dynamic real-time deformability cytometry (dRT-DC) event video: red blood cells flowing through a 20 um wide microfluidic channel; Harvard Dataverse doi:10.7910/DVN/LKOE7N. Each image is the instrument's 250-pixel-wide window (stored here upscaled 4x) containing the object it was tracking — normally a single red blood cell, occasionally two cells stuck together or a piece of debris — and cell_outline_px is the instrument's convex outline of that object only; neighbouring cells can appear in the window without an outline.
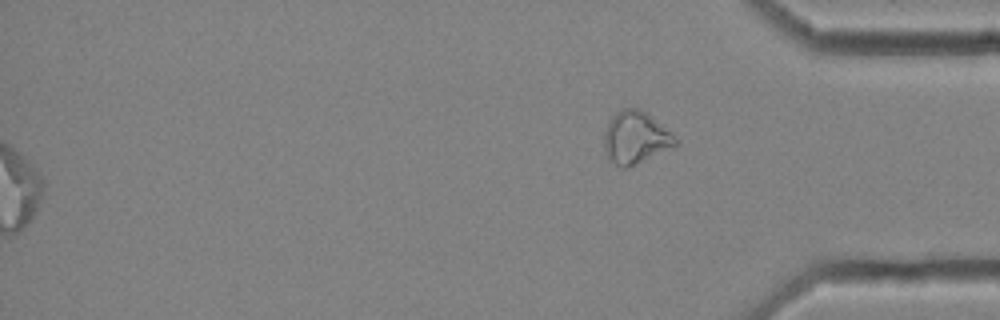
{"species": "common noctule bat (a hibernating species)", "species_latin": "Nyctalus noctula", "temperature_condition": "cold", "stored_images_in_passage": 58, "segment_of_instrument_passage": [3, 3], "camera_frame_rate_fps": 3000, "um_per_image_px": 0.085, "animal": {"sex": "female", "body_mass_g": 25.1}, "frame": {"image": 1, "passage_image": 58, "time_ms": 19.0, "image_size_px": [1000, 320], "cell_outline_px": [[680, 144], [676, 148], [624, 168], [620, 168], [608, 160], [604, 148], [604, 132], [612, 116], [616, 112], [624, 108], [640, 108], [648, 112]], "centroid_in_image_um": [54.02, 11.71], "position_along_channel_um": 381.2, "area_um2": 21.85}}